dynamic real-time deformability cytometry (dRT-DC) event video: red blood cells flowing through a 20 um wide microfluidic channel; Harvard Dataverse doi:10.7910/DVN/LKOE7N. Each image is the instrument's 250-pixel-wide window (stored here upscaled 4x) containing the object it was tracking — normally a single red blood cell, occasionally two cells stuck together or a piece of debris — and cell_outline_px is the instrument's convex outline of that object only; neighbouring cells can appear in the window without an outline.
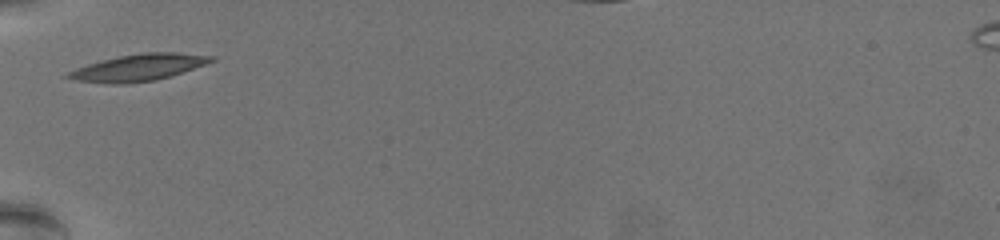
{"species": "common noctule bat (a hibernating species)", "species_latin": "Nyctalus noctula", "temperature_condition": "warm", "stored_images_in_passage": 30, "camera_frame_rate_fps": 3000, "um_per_image_px": 0.085, "animal": {"sex": "female", "body_mass_g": 19.5, "forearm_length_mm": 54.1}, "frame": {"image": 1, "passage_image": 1, "time_ms": 0.0, "image_size_px": [1000, 240], "cell_outline_px": [[216, 60], [156, 80], [124, 84], [108, 84], [76, 80], [64, 76], [68, 72], [76, 68], [88, 64], [120, 56], [140, 52], [176, 52], [212, 56]], "centroid_in_image_um": [11.73, 5.74], "position_along_channel_um": 73.3, "area_um2": 21.91}}
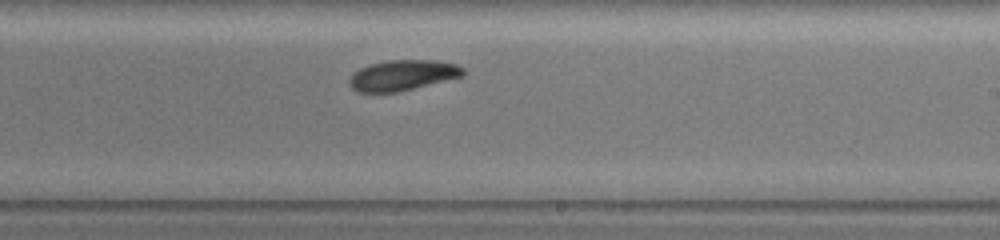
{"frame": {"image": 2, "passage_image": 17, "time_ms": 5.333, "image_size_px": [1000, 240], "cell_outline_px": [[464, 76], [396, 92], [356, 92], [348, 84], [348, 80], [360, 68], [368, 64], [384, 60], [436, 60], [456, 64], [464, 68]], "centroid_in_image_um": [34.21, 6.38], "position_along_channel_um": 254.8, "area_um2": 20.23}}
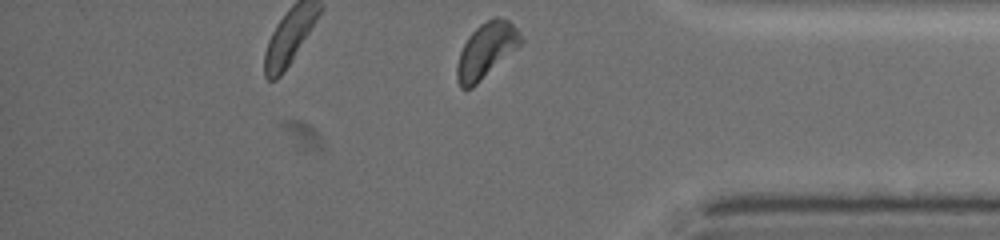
{"frame": {"image": 3, "passage_image": 30, "time_ms": 9.667, "image_size_px": [1000, 240], "cell_outline_px": [[524, 40], [516, 48], [472, 88], [460, 88], [456, 76], [456, 64], [460, 52], [468, 36], [480, 24], [496, 16], [508, 20], [516, 28]], "centroid_in_image_um": [41.3, 4.28], "position_along_channel_um": 393.9, "area_um2": 20.11}, "authors_computed_cell_mechanics": {"area_um2": 20.4323, "velocity_mm_per_s": 3.4535, "shape_relaxation_time_tau1_ms": 3.8212, "shape_relaxation_time_tau2_ms": null, "deformation_change_tau1": 0.1183, "deformation_change_tau2": null}}